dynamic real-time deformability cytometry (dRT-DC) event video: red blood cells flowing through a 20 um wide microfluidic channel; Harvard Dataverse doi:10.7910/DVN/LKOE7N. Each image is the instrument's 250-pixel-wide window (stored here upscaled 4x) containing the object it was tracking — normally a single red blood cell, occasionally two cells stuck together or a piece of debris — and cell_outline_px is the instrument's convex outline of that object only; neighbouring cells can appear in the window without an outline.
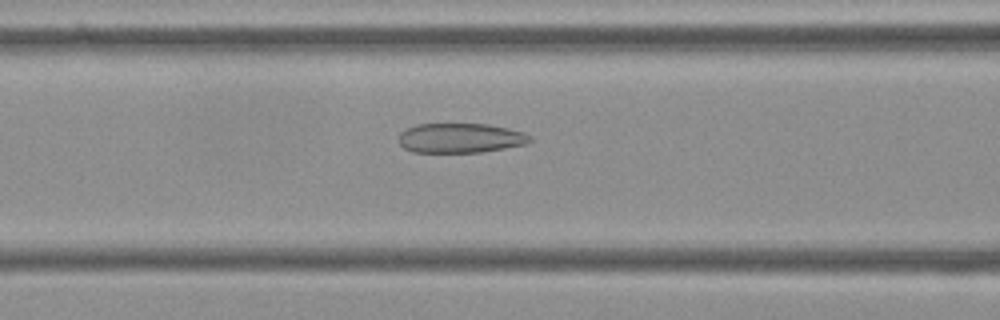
{"species": "Egyptian fruit bat (a non-hibernating species)", "species_latin": "Rousettus aegyptiacus", "temperature_condition": "cold", "stored_images_in_passage": 55, "camera_frame_rate_fps": 3000, "um_per_image_px": 0.085, "frame": {"image": 1, "passage_image": 22, "time_ms": 7.0, "image_size_px": [1000, 320], "cell_outline_px": [[532, 140], [528, 144], [480, 152], [412, 152], [404, 148], [400, 144], [400, 132], [416, 124], [488, 124], [508, 128], [524, 132], [532, 136]], "centroid_in_image_um": [39.17, 11.73], "position_along_channel_um": 127.4, "area_um2": 22.72}}
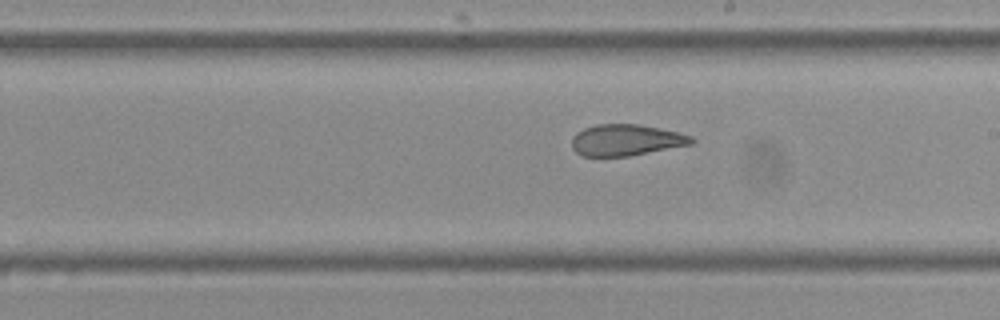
{"frame": {"image": 2, "passage_image": 31, "time_ms": 10.0, "image_size_px": [1000, 320], "cell_outline_px": [[696, 140], [692, 144], [628, 156], [580, 156], [572, 148], [572, 136], [576, 132], [584, 128], [596, 124], [640, 124], [660, 128], [692, 136]], "centroid_in_image_um": [53.19, 11.9], "position_along_channel_um": 235.8, "area_um2": 21.91}}
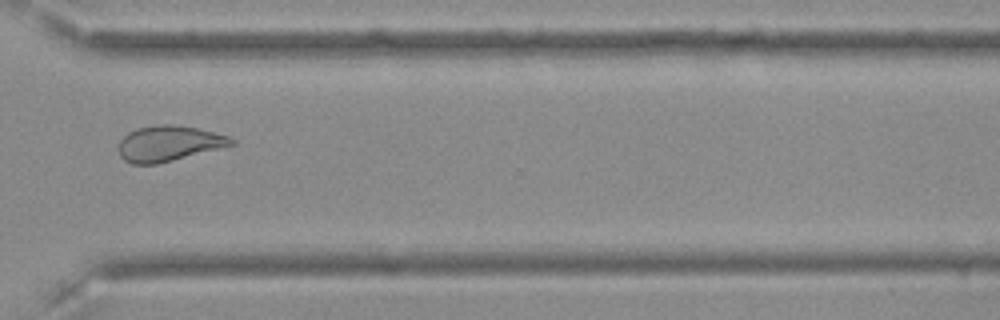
{"frame": {"image": 3, "passage_image": 41, "time_ms": 13.333, "image_size_px": [1000, 320], "cell_outline_px": [[236, 144], [224, 148], [156, 164], [132, 164], [124, 160], [120, 156], [120, 140], [128, 132], [136, 128], [160, 124], [172, 124], [196, 128], [228, 136], [236, 140]], "centroid_in_image_um": [14.38, 12.2], "position_along_channel_um": 356.2, "area_um2": 23.35}, "authors_computed_cell_mechanics": {"area_um2": 24.9696, "velocity_mm_per_s": 3.61, "shape_relaxation_time_tau1_ms": null, "shape_relaxation_time_tau2_ms": 2.3642, "deformation_change_tau1": null, "deformation_change_tau2": 0.0948}}